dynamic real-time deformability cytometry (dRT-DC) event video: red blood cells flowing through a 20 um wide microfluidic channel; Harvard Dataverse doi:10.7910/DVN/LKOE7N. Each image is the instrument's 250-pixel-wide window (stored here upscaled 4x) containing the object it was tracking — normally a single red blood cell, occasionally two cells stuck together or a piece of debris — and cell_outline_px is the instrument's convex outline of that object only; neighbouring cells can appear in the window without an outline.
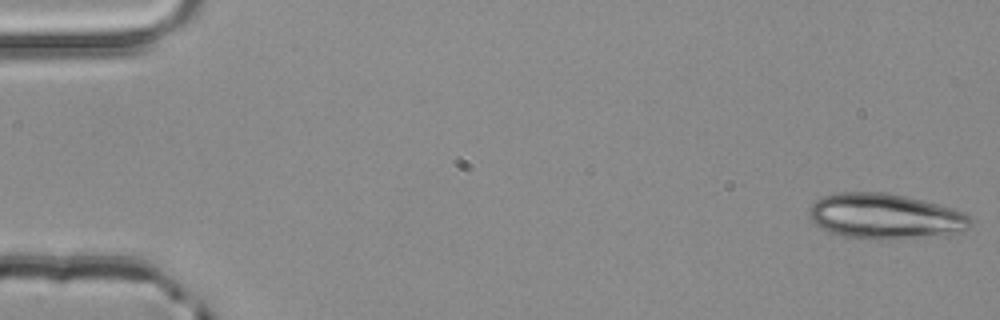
{"species": "common noctule bat (a hibernating species)", "species_latin": "Nyctalus noctula", "temperature_condition": "room temperature", "stored_images_in_passage": 4, "camera_frame_rate_fps": 3000, "um_per_image_px": 0.085, "animal": {"sex": "male", "body_mass_g": 20.4}, "frame": {"image": 1, "passage_image": 1, "time_ms": 0.0, "image_size_px": [1000, 320], "cell_outline_px": [[972, 224], [964, 232], [956, 236], [888, 240], [876, 240], [844, 236], [828, 232], [816, 224], [808, 216], [808, 208], [816, 200], [824, 196], [840, 192], [884, 192], [904, 196], [952, 208], [964, 212], [972, 220]], "centroid_in_image_um": [75.3, 18.43], "position_along_channel_um": 9.7, "area_um2": 43.52}}